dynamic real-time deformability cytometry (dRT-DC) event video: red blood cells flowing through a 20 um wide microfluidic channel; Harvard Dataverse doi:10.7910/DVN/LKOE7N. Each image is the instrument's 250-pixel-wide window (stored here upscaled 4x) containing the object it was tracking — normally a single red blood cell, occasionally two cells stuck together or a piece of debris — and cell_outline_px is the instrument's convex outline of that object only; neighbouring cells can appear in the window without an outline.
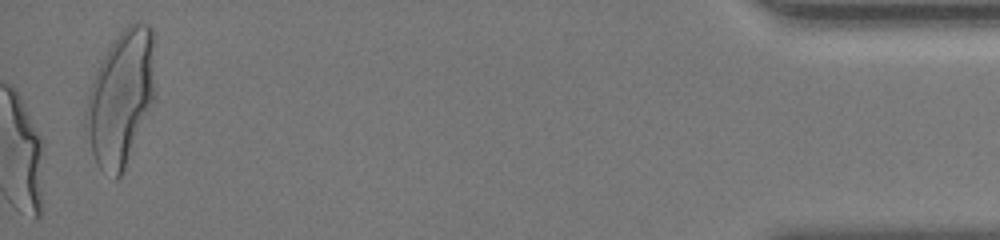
{"species": "human", "species_latin": "Homo sapiens", "temperature_condition": "room temperature", "stored_images_in_passage": 34, "camera_frame_rate_fps": 3000, "um_per_image_px": 0.085, "donor": {"sex": "female"}, "frame": {"image": 1, "passage_image": 34, "time_ms": 17.667, "image_size_px": [1000, 240], "cell_outline_px": [[156, 96], [124, 168], [120, 176], [116, 180], [100, 168], [96, 164], [92, 152], [84, 124], [84, 120], [88, 92], [96, 72], [112, 40], [128, 24], [136, 20], [140, 20], [148, 24], [152, 28], [156, 36]], "centroid_in_image_um": [10.33, 8.22], "position_along_channel_um": 424.9, "area_um2": 55.31}, "authors_computed_cell_mechanics": {"area_um2": 36.9342, "velocity_mm_per_s": 3.6902, "shape_relaxation_time_tau1_ms": 7.5163, "shape_relaxation_time_tau2_ms": null, "deformation_change_tau1": 0.2708, "deformation_change_tau2": null}}